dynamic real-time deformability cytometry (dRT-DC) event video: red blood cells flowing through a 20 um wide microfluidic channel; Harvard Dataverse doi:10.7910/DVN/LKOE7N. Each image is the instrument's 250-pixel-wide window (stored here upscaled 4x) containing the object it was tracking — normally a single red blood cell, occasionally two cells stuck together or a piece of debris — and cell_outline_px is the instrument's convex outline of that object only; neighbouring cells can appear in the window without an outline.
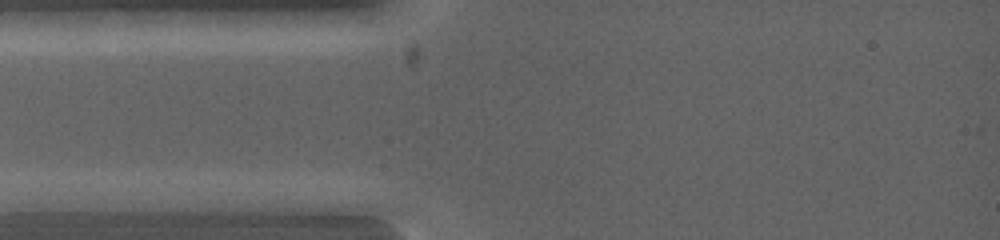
{"species": "common noctule bat (a hibernating species)", "species_latin": "Nyctalus noctula", "temperature_condition": "warm", "stored_images_in_passage": 4, "camera_frame_rate_fps": 5000, "um_per_image_px": 0.085, "animal": {"sex": "female", "body_mass_g": 19.0, "forearm_length_mm": 53.3}, "frame": {"image": 1, "passage_image": 2, "time_ms": 0.4, "image_size_px": [1000, 240], "cell_outline_px": [[120, 200], [88, 212], [16, 212], [16, 200], [24, 192], [100, 192]], "centroid_in_image_um": [5.3, 17.15], "position_along_channel_um": 79.7, "area_um2": 12.83}}